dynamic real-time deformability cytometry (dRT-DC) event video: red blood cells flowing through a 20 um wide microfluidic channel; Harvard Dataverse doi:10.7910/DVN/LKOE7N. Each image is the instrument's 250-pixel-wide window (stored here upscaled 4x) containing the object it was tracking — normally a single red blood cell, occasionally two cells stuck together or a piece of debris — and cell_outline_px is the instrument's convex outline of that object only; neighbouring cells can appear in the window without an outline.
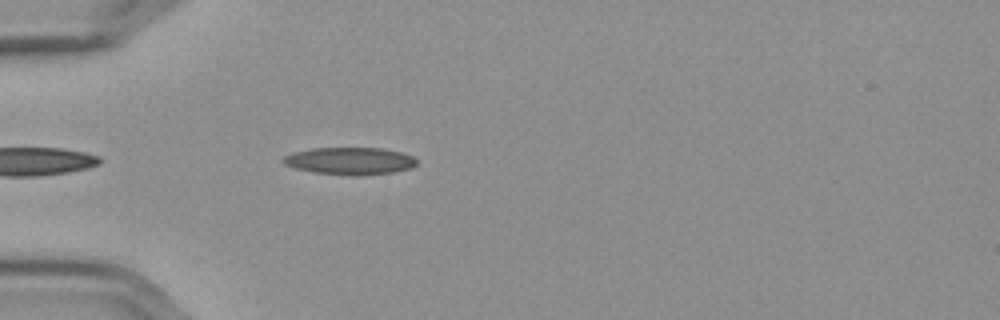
{"species": "Egyptian fruit bat (a non-hibernating species)", "species_latin": "Rousettus aegyptiacus", "temperature_condition": "cold", "stored_images_in_passage": 6, "camera_frame_rate_fps": 3000, "um_per_image_px": 0.085, "frame": {"image": 1, "passage_image": 2, "time_ms": 0.333, "image_size_px": [1000, 320], "cell_outline_px": [[416, 164], [412, 168], [392, 172], [312, 172], [296, 168], [284, 164], [280, 160], [284, 156], [292, 152], [312, 148], [380, 148], [400, 152], [412, 156], [416, 160]], "centroid_in_image_um": [29.68, 13.62], "position_along_channel_um": 55.3, "area_um2": 20.06}}
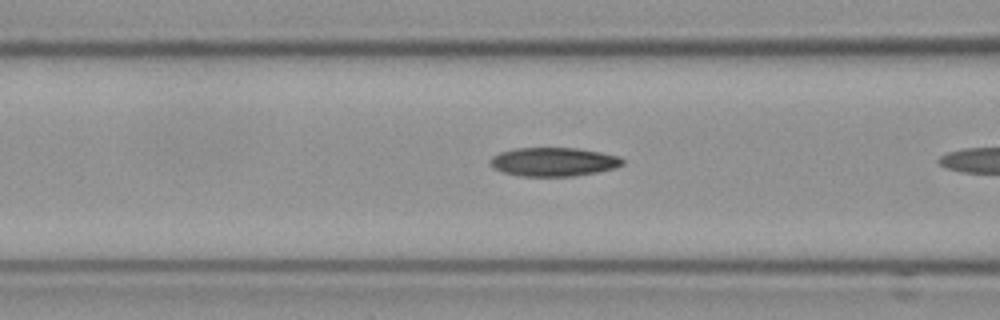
{"frame": {"image": 2, "passage_image": 5, "time_ms": 1.333, "image_size_px": [1000, 320], "cell_outline_px": [[624, 164], [616, 168], [596, 172], [572, 176], [520, 176], [504, 172], [496, 168], [488, 160], [492, 156], [500, 152], [516, 148], [576, 148], [600, 152], [620, 156], [624, 160]], "centroid_in_image_um": [47.09, 13.75], "position_along_channel_um": 119.5, "area_um2": 22.08}}